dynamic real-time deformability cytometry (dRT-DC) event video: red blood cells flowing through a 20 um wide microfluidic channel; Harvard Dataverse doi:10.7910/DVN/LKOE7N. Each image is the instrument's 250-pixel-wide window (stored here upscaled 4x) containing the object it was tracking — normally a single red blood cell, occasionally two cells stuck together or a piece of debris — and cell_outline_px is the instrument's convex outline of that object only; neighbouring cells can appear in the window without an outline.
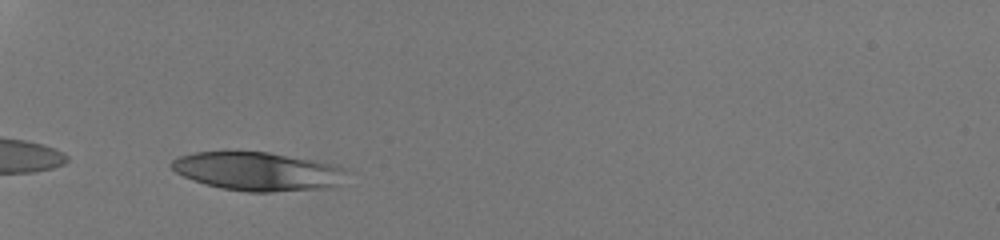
{"species": "human", "species_latin": "Homo sapiens", "temperature_condition": "room temperature", "stored_images_in_passage": 27, "camera_frame_rate_fps": 3000, "um_per_image_px": 0.085, "donor": {"sex": "male"}, "frame": {"image": 1, "passage_image": 1, "time_ms": 0.0, "image_size_px": [1000, 240], "cell_outline_px": [[352, 172], [336, 184], [324, 188], [272, 192], [248, 192], [220, 188], [184, 176], [176, 172], [168, 164], [172, 160], [180, 156], [192, 152], [268, 152], [316, 160], [336, 164], [348, 168]], "centroid_in_image_um": [21.97, 14.56], "position_along_channel_um": 63.0, "area_um2": 39.48}}
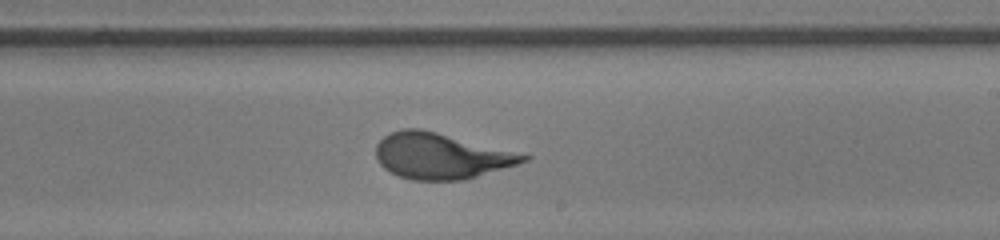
{"frame": {"image": 2, "passage_image": 16, "time_ms": 5.0, "image_size_px": [1000, 240], "cell_outline_px": [[532, 156], [528, 160], [516, 164], [464, 180], [412, 180], [400, 176], [384, 168], [376, 160], [376, 144], [388, 132], [400, 128], [420, 128]], "centroid_in_image_um": [37.41, 13.25], "position_along_channel_um": 251.6, "area_um2": 39.02}}
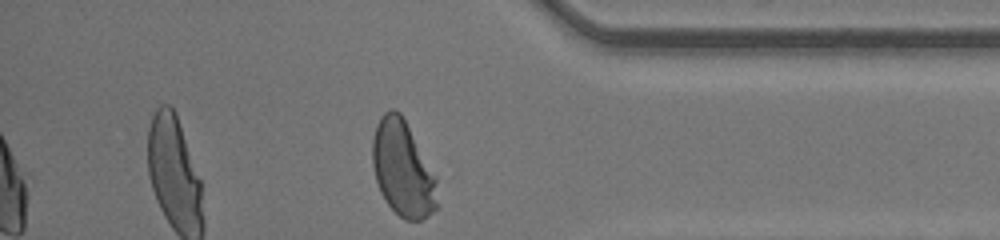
{"frame": {"image": 3, "passage_image": 27, "time_ms": 8.667, "image_size_px": [1000, 240], "cell_outline_px": [[440, 204], [428, 216], [420, 220], [404, 220], [388, 204], [380, 192], [376, 180], [372, 164], [372, 140], [376, 124], [380, 116], [384, 112], [392, 108], [396, 108], [400, 112], [436, 176]], "centroid_in_image_um": [34.24, 14.35], "position_along_channel_um": 401.0, "area_um2": 36.36}, "authors_computed_cell_mechanics": {"area_um2": 39.3618, "velocity_mm_per_s": 4.2621, "shape_relaxation_time_tau1_ms": 4.1045, "shape_relaxation_time_tau2_ms": null, "deformation_change_tau1": 0.2082, "deformation_change_tau2": null}}